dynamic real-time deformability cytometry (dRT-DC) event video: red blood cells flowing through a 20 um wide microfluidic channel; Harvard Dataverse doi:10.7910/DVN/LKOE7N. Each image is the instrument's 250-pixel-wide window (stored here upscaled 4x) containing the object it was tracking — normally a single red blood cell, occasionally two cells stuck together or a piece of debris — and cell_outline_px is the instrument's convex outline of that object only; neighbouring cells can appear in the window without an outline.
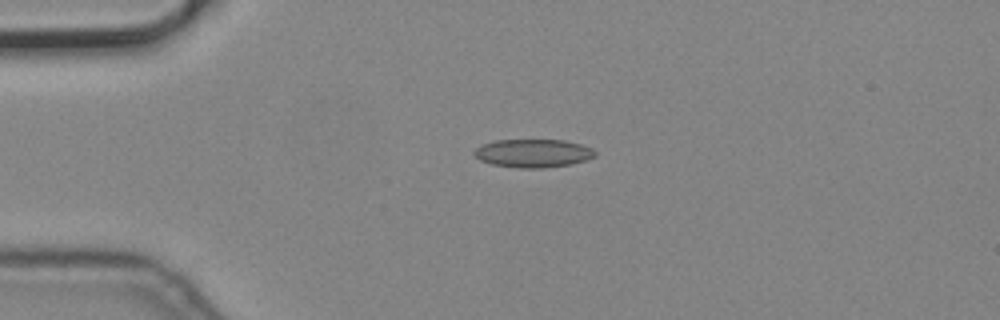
{"species": "common noctule bat (a hibernating species)", "species_latin": "Nyctalus noctula", "temperature_condition": "cold", "stored_images_in_passage": 6, "camera_frame_rate_fps": 3000, "um_per_image_px": 0.085, "animal": {"sex": "male", "body_mass_g": 19.2, "forearm_length_mm": 51.8}, "frame": {"image": 1, "passage_image": 4, "time_ms": 1.0, "image_size_px": [1000, 320], "cell_outline_px": [[596, 156], [588, 160], [572, 164], [540, 168], [520, 168], [492, 164], [480, 160], [472, 152], [476, 148], [484, 144], [496, 140], [564, 140], [580, 144], [592, 148], [596, 152]], "centroid_in_image_um": [45.35, 13.03], "position_along_channel_um": 39.7, "area_um2": 19.88}}
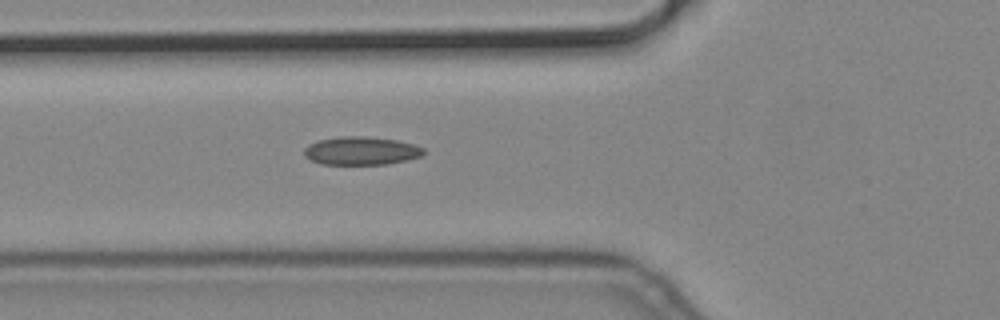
{"frame": {"image": 2, "passage_image": 6, "time_ms": 1.667, "image_size_px": [1000, 320], "cell_outline_px": [[424, 152], [420, 156], [408, 160], [388, 164], [320, 164], [304, 156], [304, 148], [308, 144], [316, 140], [340, 136], [364, 136], [396, 140], [412, 144], [424, 148]], "centroid_in_image_um": [30.66, 12.81], "position_along_channel_um": 95.1, "area_um2": 19.71}}